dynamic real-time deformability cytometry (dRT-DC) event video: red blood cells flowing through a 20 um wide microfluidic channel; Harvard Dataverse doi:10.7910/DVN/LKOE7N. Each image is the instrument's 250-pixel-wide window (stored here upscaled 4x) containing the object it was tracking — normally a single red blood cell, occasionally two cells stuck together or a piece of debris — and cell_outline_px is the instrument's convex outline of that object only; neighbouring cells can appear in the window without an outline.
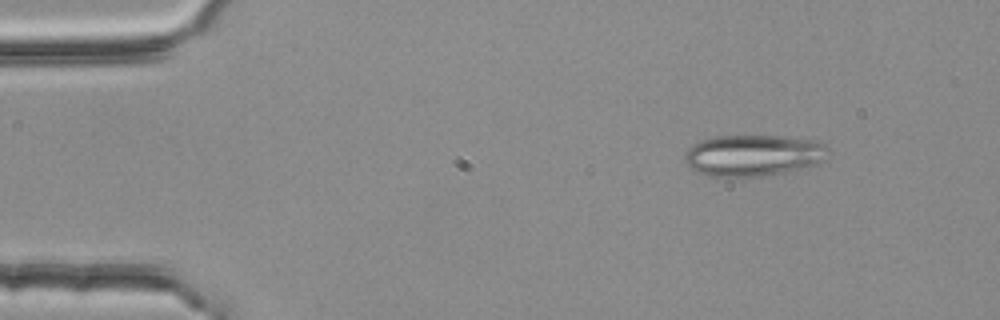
{"species": "common noctule bat (a hibernating species)", "species_latin": "Nyctalus noctula", "temperature_condition": "room temperature", "stored_images_in_passage": 3, "camera_frame_rate_fps": 3000, "um_per_image_px": 0.085, "animal": {"sex": "female", "body_mass_g": 25.1}, "frame": {"image": 1, "passage_image": 1, "time_ms": 0.0, "image_size_px": [1000, 320], "cell_outline_px": [[828, 148], [824, 160], [812, 164], [780, 172], [760, 176], [712, 176], [696, 172], [684, 160], [684, 156], [688, 148], [692, 144], [700, 140], [716, 136], [776, 136], [812, 140], [824, 144]], "centroid_in_image_um": [63.95, 13.19], "position_along_channel_um": 21.1, "area_um2": 33.87}}